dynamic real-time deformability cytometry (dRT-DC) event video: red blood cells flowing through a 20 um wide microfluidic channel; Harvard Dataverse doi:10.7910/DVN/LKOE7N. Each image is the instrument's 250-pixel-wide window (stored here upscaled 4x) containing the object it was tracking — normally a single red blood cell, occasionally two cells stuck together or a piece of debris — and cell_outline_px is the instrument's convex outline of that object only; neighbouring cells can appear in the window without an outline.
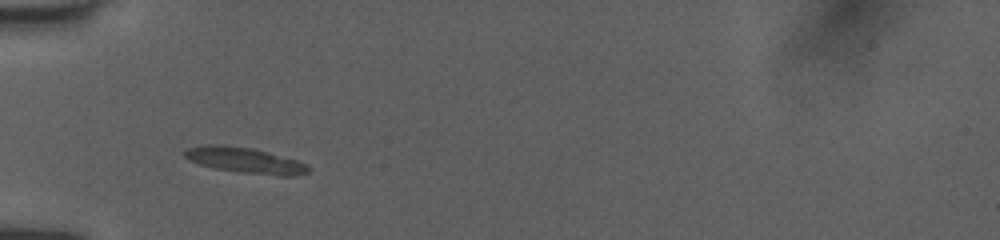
{"species": "human", "species_latin": "Homo sapiens", "temperature_condition": "room temperature", "stored_images_in_passage": 40, "camera_frame_rate_fps": 3000, "um_per_image_px": 0.085, "donor": {"sex": "female"}, "frame": {"image": 1, "passage_image": 6, "time_ms": 1.667, "image_size_px": [1000, 240], "cell_outline_px": [[312, 168], [308, 172], [296, 176], [280, 176], [240, 172], [212, 168], [188, 160], [184, 156], [184, 152], [188, 148], [208, 144], [224, 144], [252, 148], [268, 152], [296, 160], [308, 164]], "centroid_in_image_um": [20.85, 13.63], "position_along_channel_um": 64.2, "area_um2": 18.67}}
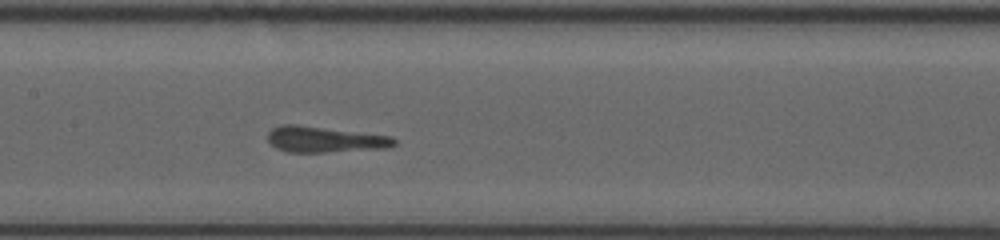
{"frame": {"image": 2, "passage_image": 15, "time_ms": 4.667, "image_size_px": [1000, 240], "cell_outline_px": [[396, 144], [388, 148], [324, 152], [288, 152], [276, 148], [268, 140], [268, 132], [272, 128], [280, 124], [296, 124], [392, 136], [396, 140]], "centroid_in_image_um": [27.6, 11.84], "position_along_channel_um": 179.8, "area_um2": 19.13}}
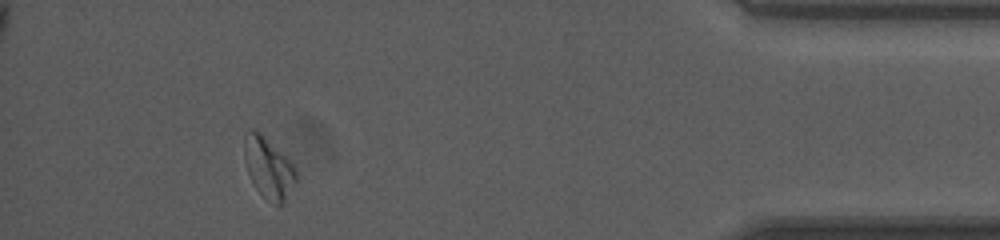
{"frame": {"image": 3, "passage_image": 36, "time_ms": 11.667, "image_size_px": [1000, 240], "cell_outline_px": [[296, 184], [284, 204], [276, 204], [260, 192], [256, 188], [248, 172], [244, 160], [244, 132], [252, 128], [260, 132], [296, 168]], "centroid_in_image_um": [22.82, 14.25], "position_along_channel_um": 412.4, "area_um2": 18.15}}